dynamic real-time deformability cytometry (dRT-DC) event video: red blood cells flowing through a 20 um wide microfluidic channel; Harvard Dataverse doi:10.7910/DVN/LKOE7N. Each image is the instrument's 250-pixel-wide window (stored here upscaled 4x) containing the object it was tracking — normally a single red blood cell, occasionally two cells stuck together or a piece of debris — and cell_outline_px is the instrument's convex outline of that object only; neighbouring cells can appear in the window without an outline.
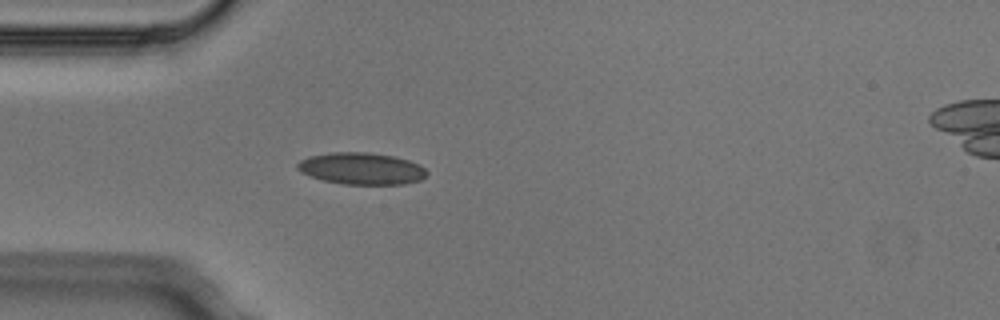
{"species": "Egyptian fruit bat (a non-hibernating species)", "species_latin": "Rousettus aegyptiacus", "temperature_condition": "cold", "stored_images_in_passage": 5, "camera_frame_rate_fps": 3000, "um_per_image_px": 0.085, "animal": {"sex": "male"}, "frame": {"image": 1, "passage_image": 5, "time_ms": 1.333, "image_size_px": [1000, 320], "cell_outline_px": [[428, 172], [420, 180], [404, 184], [344, 184], [324, 180], [300, 172], [296, 168], [296, 164], [300, 160], [308, 156], [332, 152], [368, 152], [396, 156], [420, 164]], "centroid_in_image_um": [30.72, 14.31], "position_along_channel_um": 54.3, "area_um2": 24.04}}